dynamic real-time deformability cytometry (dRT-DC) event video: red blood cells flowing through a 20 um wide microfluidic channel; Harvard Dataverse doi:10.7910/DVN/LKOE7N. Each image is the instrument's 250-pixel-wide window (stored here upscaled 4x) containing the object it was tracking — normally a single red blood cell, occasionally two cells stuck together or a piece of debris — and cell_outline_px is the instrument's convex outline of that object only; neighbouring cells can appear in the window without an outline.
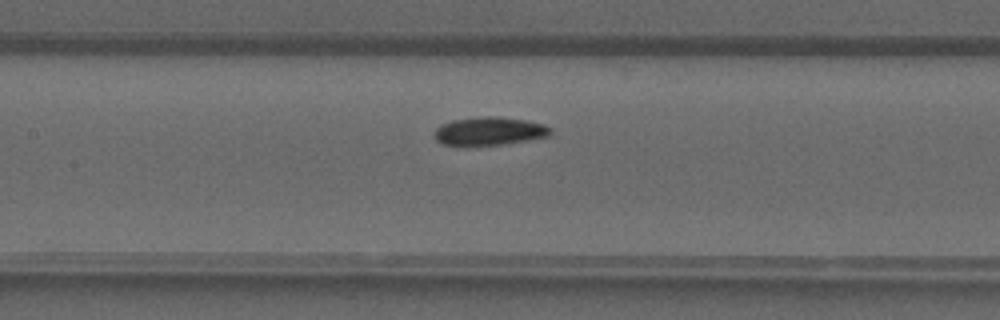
{"species": "common noctule bat (a hibernating species)", "species_latin": "Nyctalus noctula", "temperature_condition": "warm", "stored_images_in_passage": 37, "camera_frame_rate_fps": 3000, "um_per_image_px": 0.085, "animal": {"sex": "male", "forearm_length_mm": 52.5}, "frame": {"image": 1, "passage_image": 15, "time_ms": 4.667, "image_size_px": [1000, 320], "cell_outline_px": [[552, 132], [548, 136], [500, 144], [464, 148], [444, 144], [436, 140], [436, 128], [452, 120], [480, 116], [496, 116], [524, 120], [544, 124], [552, 128]], "centroid_in_image_um": [41.56, 11.17], "position_along_channel_um": 165.8, "area_um2": 19.31}}
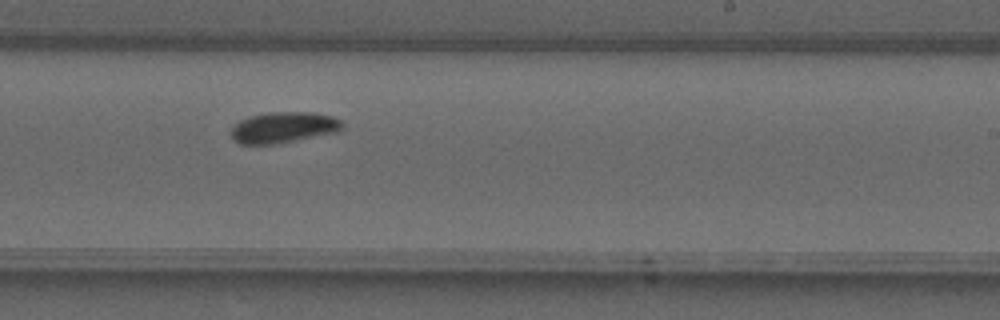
{"frame": {"image": 2, "passage_image": 21, "time_ms": 6.667, "image_size_px": [1000, 320], "cell_outline_px": [[344, 128], [336, 132], [276, 144], [240, 144], [232, 140], [232, 124], [248, 116], [268, 112], [312, 112], [332, 116], [340, 120], [344, 124]], "centroid_in_image_um": [24.07, 10.82], "position_along_channel_um": 264.9, "area_um2": 20.23}}
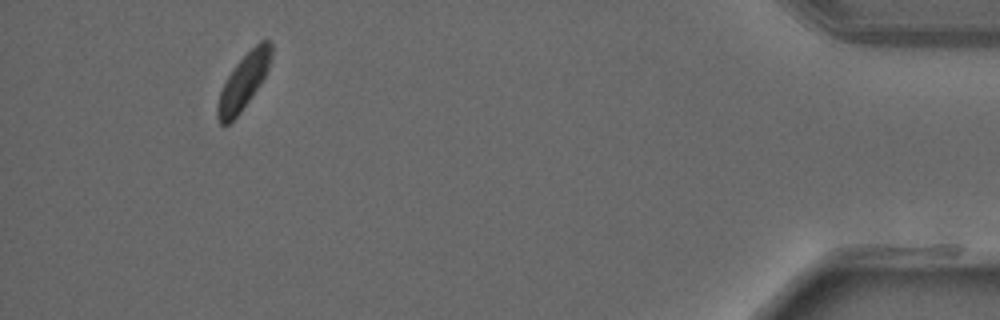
{"frame": {"image": 3, "passage_image": 34, "time_ms": 11.0, "image_size_px": [1000, 320], "cell_outline_px": [[272, 52], [268, 68], [264, 76], [240, 112], [228, 124], [220, 124], [216, 116], [216, 108], [220, 92], [232, 68], [260, 40], [268, 40], [272, 44]], "centroid_in_image_um": [20.68, 6.93], "position_along_channel_um": 414.5, "area_um2": 16.7}}